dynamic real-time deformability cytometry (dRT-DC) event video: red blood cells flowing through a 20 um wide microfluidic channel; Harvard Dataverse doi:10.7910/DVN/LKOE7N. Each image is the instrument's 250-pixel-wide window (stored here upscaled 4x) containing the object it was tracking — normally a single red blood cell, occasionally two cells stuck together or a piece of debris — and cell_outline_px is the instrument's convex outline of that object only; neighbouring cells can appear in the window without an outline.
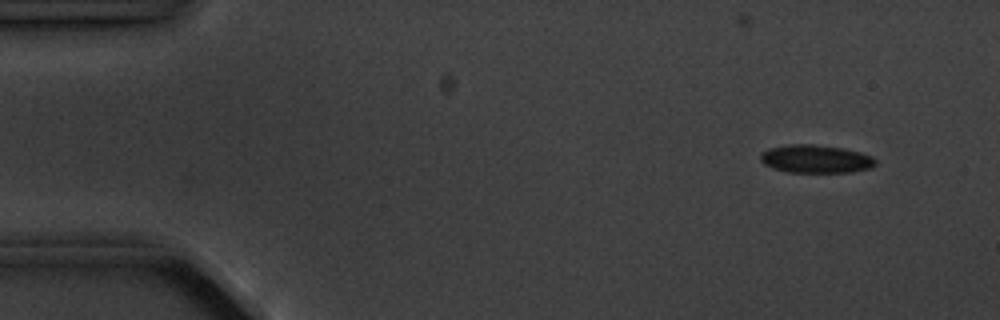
{"species": "common noctule bat (a hibernating species)", "species_latin": "Nyctalus noctula", "temperature_condition": "cold", "stored_images_in_passage": 4, "camera_frame_rate_fps": 3000, "um_per_image_px": 0.085, "animal": {"sex": "male", "body_mass_g": 20.1, "forearm_length_mm": 53.5}, "frame": {"image": 1, "passage_image": 1, "time_ms": 0.0, "image_size_px": [1000, 320], "cell_outline_px": [[876, 164], [872, 168], [852, 172], [788, 172], [772, 168], [764, 164], [760, 160], [760, 156], [768, 148], [788, 144], [812, 144], [844, 148], [860, 152], [872, 156], [876, 160]], "centroid_in_image_um": [69.36, 13.51], "position_along_channel_um": 15.6, "area_um2": 18.96}}